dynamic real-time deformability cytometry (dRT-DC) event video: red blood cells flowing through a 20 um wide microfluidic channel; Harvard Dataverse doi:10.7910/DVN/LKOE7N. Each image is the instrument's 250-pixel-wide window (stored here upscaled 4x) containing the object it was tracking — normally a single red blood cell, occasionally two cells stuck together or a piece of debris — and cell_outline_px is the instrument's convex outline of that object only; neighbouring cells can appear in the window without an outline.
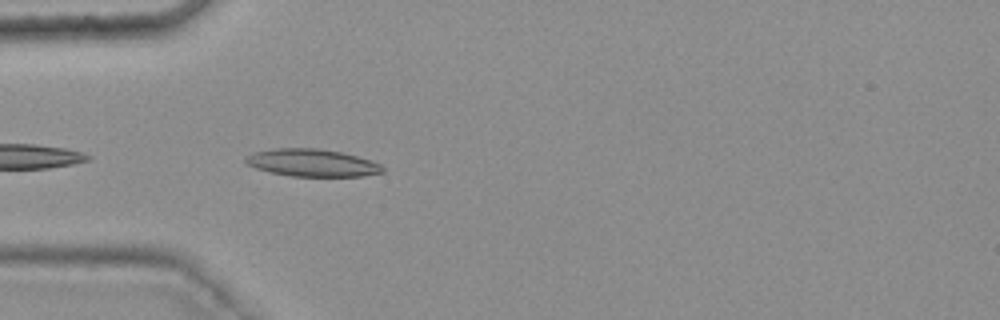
{"species": "common noctule bat (a hibernating species)", "species_latin": "Nyctalus noctula", "temperature_condition": "warm", "stored_images_in_passage": 11, "camera_frame_rate_fps": 3000, "um_per_image_px": 0.085, "animal": {"sex": "female", "body_mass_g": 25.1}, "frame": {"image": 1, "passage_image": 2, "time_ms": 0.333, "image_size_px": [1000, 320], "cell_outline_px": [[384, 172], [360, 176], [292, 176], [272, 172], [256, 168], [248, 164], [244, 160], [252, 152], [276, 148], [316, 148], [340, 152], [356, 156], [380, 164], [384, 168]], "centroid_in_image_um": [26.52, 13.83], "position_along_channel_um": 58.5, "area_um2": 21.56}}
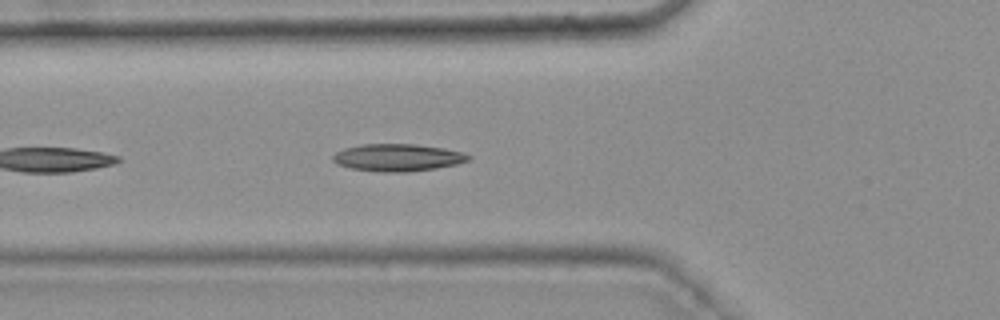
{"frame": {"image": 2, "passage_image": 5, "time_ms": 1.333, "image_size_px": [1000, 320], "cell_outline_px": [[472, 156], [468, 160], [456, 164], [436, 168], [408, 172], [380, 172], [352, 168], [336, 164], [332, 160], [332, 156], [336, 152], [344, 148], [364, 144], [416, 144], [444, 148], [460, 152]], "centroid_in_image_um": [33.77, 13.39], "position_along_channel_um": 92.0, "area_um2": 21.5}}